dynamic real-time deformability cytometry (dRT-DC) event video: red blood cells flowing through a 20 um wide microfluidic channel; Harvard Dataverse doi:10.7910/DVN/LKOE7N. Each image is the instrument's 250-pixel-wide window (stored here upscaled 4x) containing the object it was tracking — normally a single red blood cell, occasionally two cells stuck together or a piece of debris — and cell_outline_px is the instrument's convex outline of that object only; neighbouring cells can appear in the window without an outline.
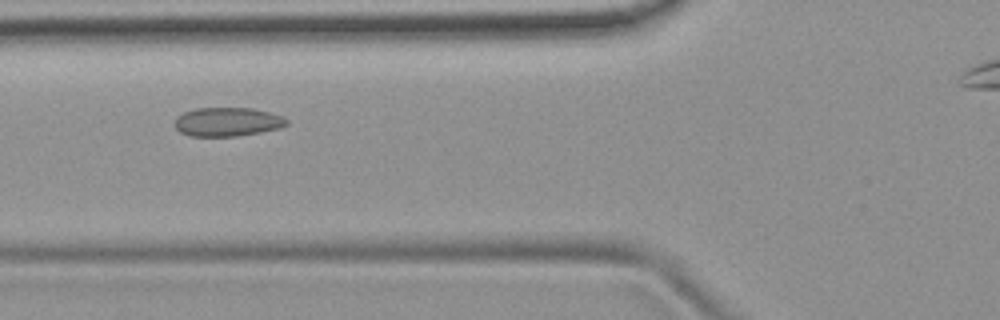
{"species": "common noctule bat (a hibernating species)", "species_latin": "Nyctalus noctula", "temperature_condition": "room temperature", "stored_images_in_passage": 34, "camera_frame_rate_fps": 3000, "um_per_image_px": 0.085, "animal": {"sex": "female", "body_mass_g": 19.9}, "frame": {"image": 1, "passage_image": 6, "time_ms": 1.667, "image_size_px": [1000, 320], "cell_outline_px": [[288, 124], [280, 128], [260, 132], [236, 136], [192, 136], [180, 132], [176, 128], [176, 116], [184, 112], [196, 108], [252, 108], [268, 112], [280, 116], [288, 120]], "centroid_in_image_um": [19.32, 10.35], "position_along_channel_um": 106.5, "area_um2": 18.67}}
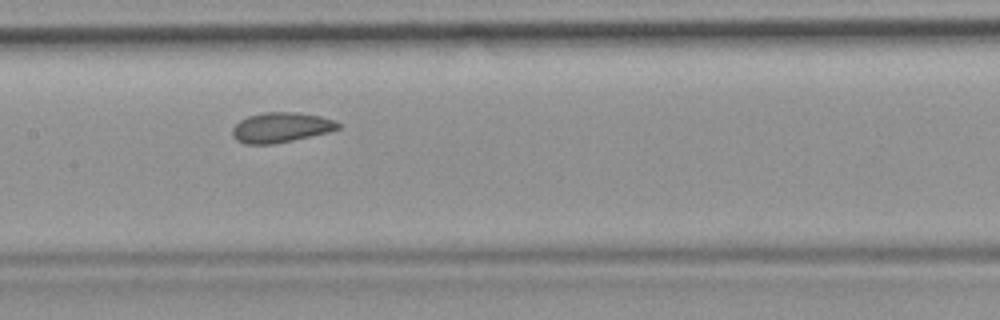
{"frame": {"image": 2, "passage_image": 12, "time_ms": 3.667, "image_size_px": [1000, 320], "cell_outline_px": [[340, 128], [328, 132], [292, 140], [272, 144], [244, 144], [236, 140], [232, 136], [232, 128], [240, 120], [248, 116], [264, 112], [296, 112], [320, 116], [332, 120], [340, 124]], "centroid_in_image_um": [23.84, 10.83], "position_along_channel_um": 183.6, "area_um2": 18.38}}
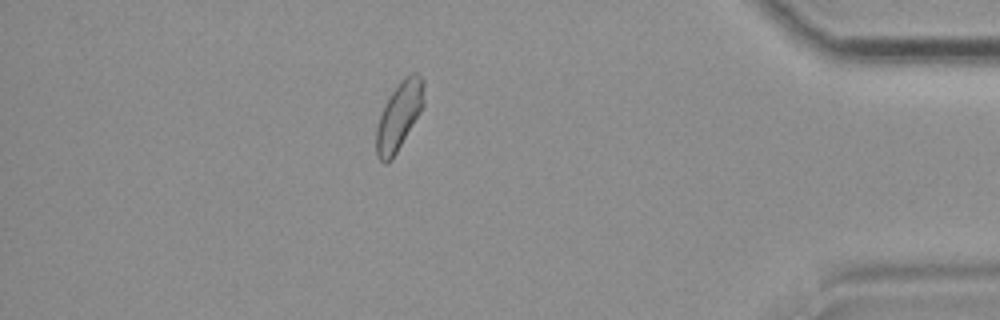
{"frame": {"image": 3, "passage_image": 32, "time_ms": 10.333, "image_size_px": [1000, 320], "cell_outline_px": [[424, 104], [420, 112], [392, 160], [384, 164], [376, 156], [376, 128], [384, 104], [400, 80], [404, 76], [412, 72], [416, 72], [424, 80]], "centroid_in_image_um": [33.92, 9.84], "position_along_channel_um": 401.3, "area_um2": 18.9}, "authors_computed_cell_mechanics": {"area_um2": 18.3804, "velocity_mm_per_s": 3.8561, "shape_relaxation_time_tau1_ms": 10.3343, "shape_relaxation_time_tau2_ms": 1.0494, "deformation_change_tau1": 0.0956, "deformation_change_tau2": 0.0641}}